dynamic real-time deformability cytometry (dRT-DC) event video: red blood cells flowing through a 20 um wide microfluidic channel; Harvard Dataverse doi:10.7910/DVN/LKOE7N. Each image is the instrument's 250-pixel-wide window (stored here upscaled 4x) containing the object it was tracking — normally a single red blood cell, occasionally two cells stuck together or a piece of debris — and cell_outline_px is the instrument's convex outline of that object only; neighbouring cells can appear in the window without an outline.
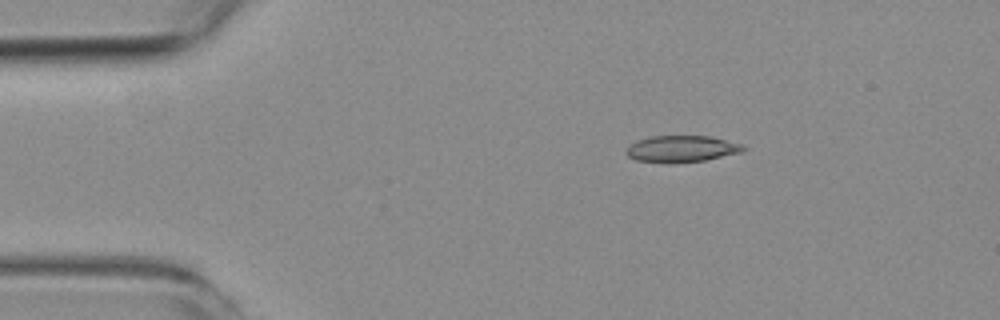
{"species": "common noctule bat (a hibernating species)", "species_latin": "Nyctalus noctula", "temperature_condition": "room temperature", "stored_images_in_passage": 4, "camera_frame_rate_fps": 3000, "um_per_image_px": 0.085, "animal": {"sex": "female", "body_mass_g": 19.3, "forearm_length_mm": 54.1}, "frame": {"image": 1, "passage_image": 2, "time_ms": 1.333, "image_size_px": [1000, 320], "cell_outline_px": [[748, 148], [740, 152], [704, 160], [636, 160], [628, 156], [624, 152], [624, 148], [636, 140], [652, 136], [712, 136], [744, 144]], "centroid_in_image_um": [57.96, 12.59], "position_along_channel_um": 27.0, "area_um2": 17.46}}